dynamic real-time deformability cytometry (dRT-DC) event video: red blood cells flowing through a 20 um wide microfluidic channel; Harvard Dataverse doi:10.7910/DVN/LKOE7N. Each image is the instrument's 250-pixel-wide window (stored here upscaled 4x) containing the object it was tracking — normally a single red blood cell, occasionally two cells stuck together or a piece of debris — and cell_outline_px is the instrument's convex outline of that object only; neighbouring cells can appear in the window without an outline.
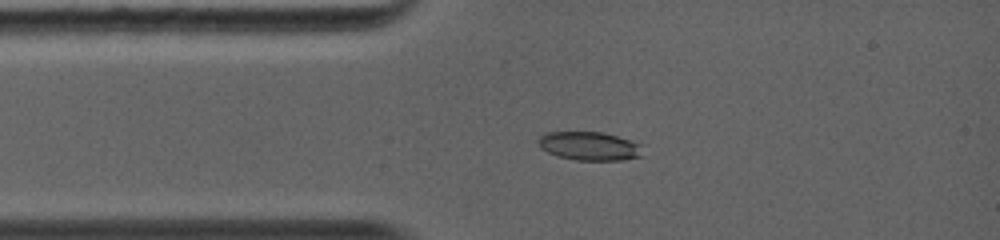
{"species": "common noctule bat (a hibernating species)", "species_latin": "Nyctalus noctula", "temperature_condition": "warm", "stored_images_in_passage": 3, "camera_frame_rate_fps": 5000, "um_per_image_px": 0.085, "animal": {"sex": "female", "body_mass_g": 19.0, "forearm_length_mm": 56.7}, "frame": {"image": 1, "passage_image": 1, "time_ms": 0.0, "image_size_px": [1000, 240], "cell_outline_px": [[644, 156], [620, 160], [576, 160], [560, 156], [548, 152], [540, 148], [536, 140], [540, 136], [548, 132], [600, 132], [616, 136], [640, 144]], "centroid_in_image_um": [50.08, 12.42], "position_along_channel_um": 34.9, "area_um2": 17.28}}
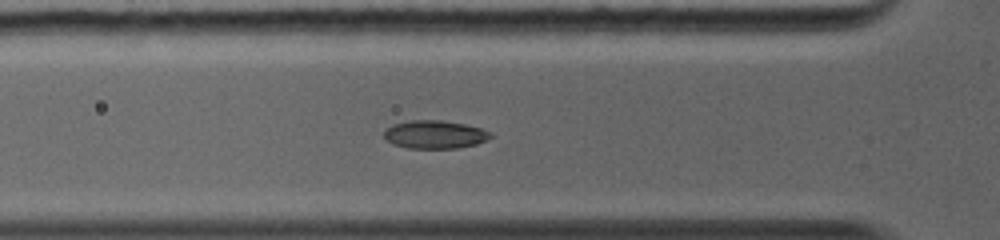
{"frame": {"image": 2, "passage_image": 3, "time_ms": 1.4, "image_size_px": [1000, 240], "cell_outline_px": [[492, 136], [476, 144], [460, 148], [408, 148], [392, 144], [384, 136], [384, 132], [392, 124], [408, 120], [440, 120], [464, 124], [480, 128], [492, 132]], "centroid_in_image_um": [36.95, 11.43], "position_along_channel_um": 88.9, "area_um2": 17.4}}